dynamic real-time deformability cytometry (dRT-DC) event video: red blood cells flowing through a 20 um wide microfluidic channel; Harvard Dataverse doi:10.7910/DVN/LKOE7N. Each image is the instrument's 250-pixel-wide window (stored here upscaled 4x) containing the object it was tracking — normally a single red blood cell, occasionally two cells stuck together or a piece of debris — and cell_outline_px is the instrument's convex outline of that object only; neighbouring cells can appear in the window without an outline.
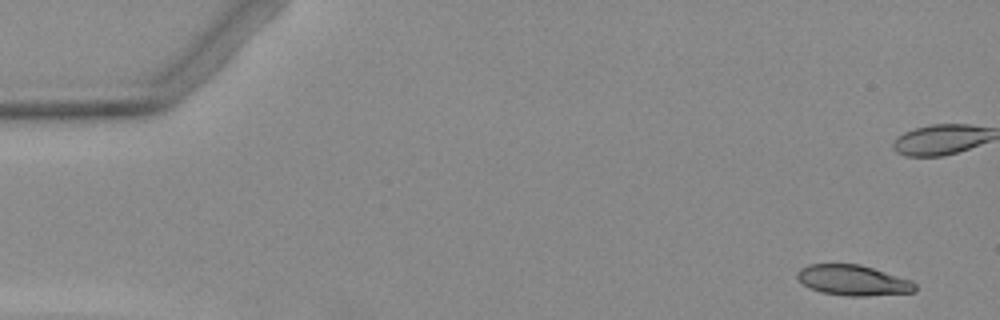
{"species": "Egyptian fruit bat (a non-hibernating species)", "species_latin": "Rousettus aegyptiacus", "temperature_condition": "warm", "stored_images_in_passage": 6, "camera_frame_rate_fps": 3000, "um_per_image_px": 0.085, "animal": {"sex": "female"}, "frame": {"image": 1, "passage_image": 1, "time_ms": 0.0, "image_size_px": [1000, 320], "cell_outline_px": [[916, 292], [864, 296], [848, 296], [820, 292], [804, 284], [796, 276], [796, 272], [800, 268], [808, 264], [860, 264], [912, 280], [916, 284]], "centroid_in_image_um": [72.53, 23.82], "position_along_channel_um": 12.5, "area_um2": 20.92}}
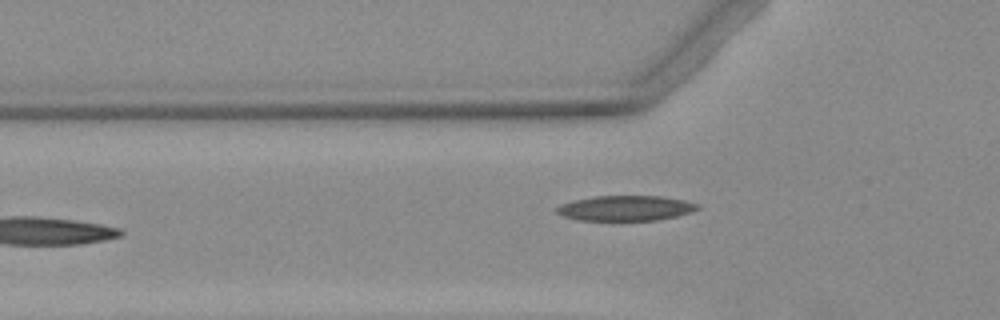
{"frame": {"image": 2, "passage_image": 5, "time_ms": 6.0, "image_size_px": [1000, 320], "cell_outline_px": [[700, 208], [676, 216], [656, 220], [576, 220], [564, 216], [556, 212], [556, 208], [560, 204], [572, 200], [592, 196], [660, 196], [684, 200], [700, 204]], "centroid_in_image_um": [53.14, 17.68], "position_along_channel_um": 72.7, "area_um2": 20.63}}
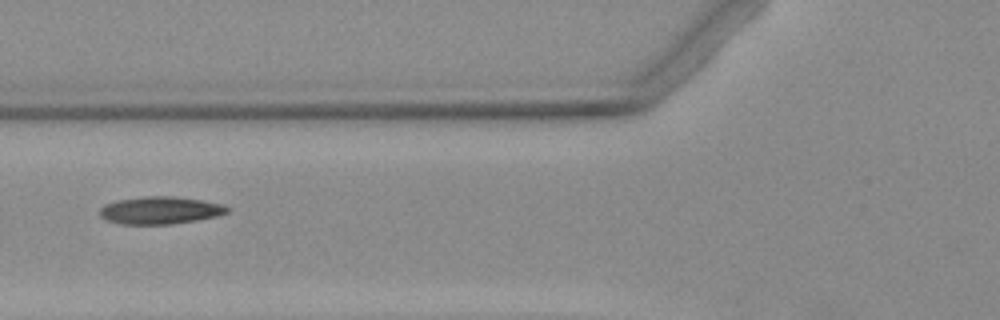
{"frame": {"image": 3, "passage_image": 6, "time_ms": 7.0, "image_size_px": [1000, 320], "cell_outline_px": [[232, 208], [228, 212], [216, 216], [196, 220], [172, 224], [120, 224], [104, 220], [100, 216], [100, 208], [104, 204], [116, 200], [144, 196], [172, 196], [204, 200], [224, 204]], "centroid_in_image_um": [13.61, 17.87], "position_along_channel_um": 112.2, "area_um2": 20.69}}